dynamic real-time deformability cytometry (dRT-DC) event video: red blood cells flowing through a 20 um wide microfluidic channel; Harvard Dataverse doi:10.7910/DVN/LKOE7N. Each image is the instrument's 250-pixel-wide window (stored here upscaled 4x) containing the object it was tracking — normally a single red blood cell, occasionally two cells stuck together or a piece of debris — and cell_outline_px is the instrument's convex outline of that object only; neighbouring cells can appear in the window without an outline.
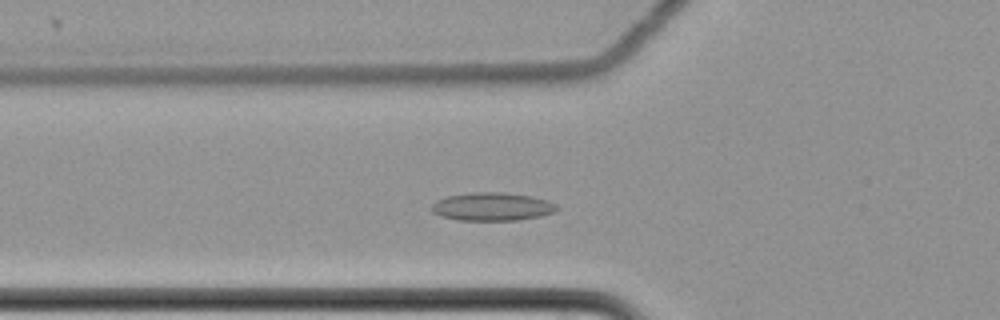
{"species": "common noctule bat (a hibernating species)", "species_latin": "Nyctalus noctula", "temperature_condition": "cold", "stored_images_in_passage": 52, "camera_frame_rate_fps": 3000, "um_per_image_px": 0.085, "animal": {"sex": "female", "body_mass_g": 22.7, "forearm_length_mm": 54.2}, "frame": {"image": 1, "passage_image": 14, "time_ms": 4.333, "image_size_px": [1000, 320], "cell_outline_px": [[560, 208], [556, 212], [540, 216], [516, 220], [460, 220], [440, 216], [432, 212], [432, 204], [436, 200], [448, 196], [472, 192], [500, 192], [532, 196], [548, 200], [556, 204]], "centroid_in_image_um": [41.86, 17.56], "position_along_channel_um": 83.9, "area_um2": 20.63}}
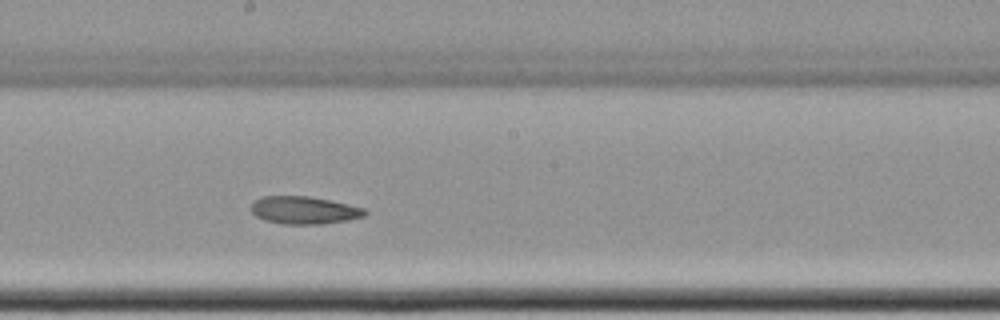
{"frame": {"image": 2, "passage_image": 26, "time_ms": 8.333, "image_size_px": [1000, 320], "cell_outline_px": [[368, 212], [364, 216], [348, 220], [320, 224], [284, 224], [264, 220], [256, 216], [252, 212], [252, 204], [260, 196], [308, 196], [348, 204], [364, 208]], "centroid_in_image_um": [25.85, 17.87], "position_along_channel_um": 222.4, "area_um2": 18.21}}
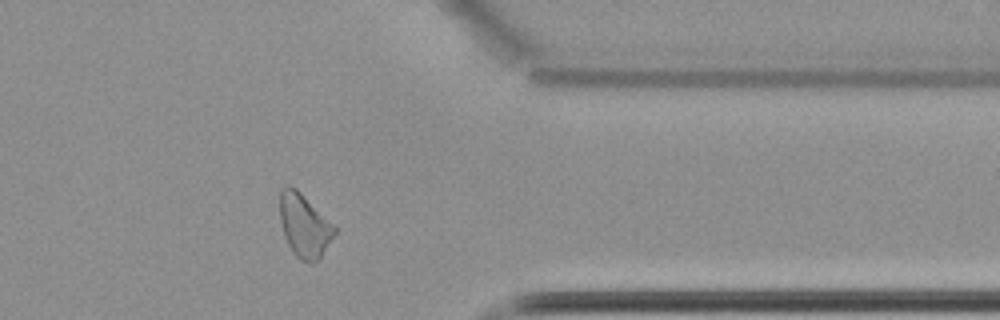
{"frame": {"image": 3, "passage_image": 41, "time_ms": 13.333, "image_size_px": [1000, 320], "cell_outline_px": [[336, 232], [320, 256], [316, 260], [300, 260], [292, 252], [284, 236], [280, 220], [280, 188], [288, 184], [296, 188], [336, 228]], "centroid_in_image_um": [25.81, 19.13], "position_along_channel_um": 385.6, "area_um2": 19.59}, "authors_computed_cell_mechanics": {"area_um2": 19.3919, "velocity_mm_per_s": 3.4703, "shape_relaxation_time_tau1_ms": null, "shape_relaxation_time_tau2_ms": 6.2506, "deformation_change_tau1": null, "deformation_change_tau2": 0.1253}}